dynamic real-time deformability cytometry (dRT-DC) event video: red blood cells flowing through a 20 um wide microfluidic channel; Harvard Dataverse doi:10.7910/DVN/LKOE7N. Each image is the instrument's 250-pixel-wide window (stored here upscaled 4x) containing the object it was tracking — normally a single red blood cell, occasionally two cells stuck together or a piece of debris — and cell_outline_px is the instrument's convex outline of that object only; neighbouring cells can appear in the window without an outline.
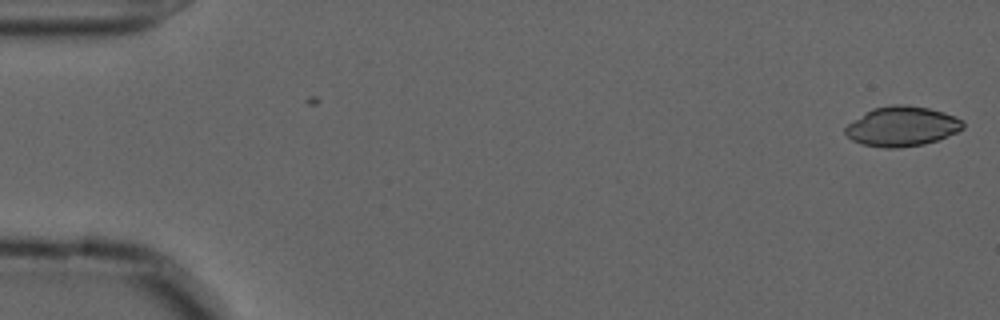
{"species": "common noctule bat (a hibernating species)", "species_latin": "Nyctalus noctula", "temperature_condition": "cold", "stored_images_in_passage": 3, "camera_frame_rate_fps": 3000, "um_per_image_px": 0.085, "animal": {"sex": "male", "forearm_length_mm": 52.5}, "frame": {"image": 1, "passage_image": 3, "time_ms": 0.667, "image_size_px": [1000, 320], "cell_outline_px": [[964, 128], [956, 132], [936, 140], [924, 144], [900, 148], [884, 148], [864, 144], [852, 140], [844, 132], [844, 128], [848, 124], [864, 112], [872, 108], [892, 104], [908, 104], [928, 108], [944, 112], [956, 116], [964, 120]], "centroid_in_image_um": [76.67, 10.72], "position_along_channel_um": 8.3, "area_um2": 27.46}}